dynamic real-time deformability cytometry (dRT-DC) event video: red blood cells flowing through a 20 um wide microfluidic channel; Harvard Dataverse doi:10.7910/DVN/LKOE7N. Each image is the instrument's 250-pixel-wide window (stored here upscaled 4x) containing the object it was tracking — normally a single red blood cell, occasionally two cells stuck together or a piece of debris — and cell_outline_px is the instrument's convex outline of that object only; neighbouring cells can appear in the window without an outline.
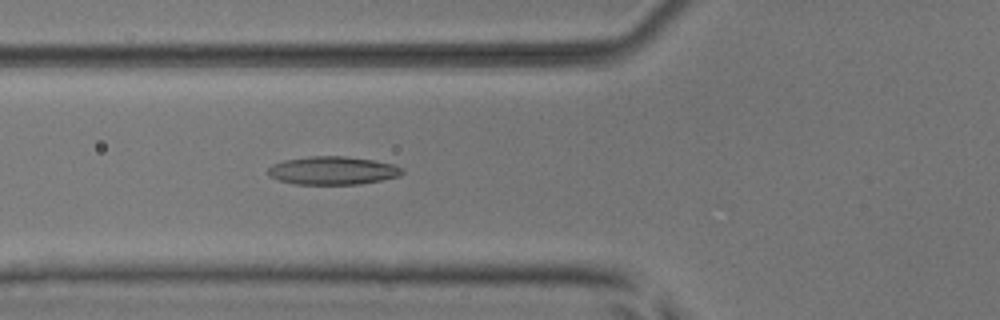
{"species": "common noctule bat (a hibernating species)", "species_latin": "Nyctalus noctula", "temperature_condition": "room temperature", "stored_images_in_passage": 53, "camera_frame_rate_fps": 3000, "um_per_image_px": 0.085, "animal": {"sex": "male", "body_mass_g": 17.9, "forearm_length_mm": 54.2}, "frame": {"image": 1, "passage_image": 20, "time_ms": 6.333, "image_size_px": [1000, 320], "cell_outline_px": [[404, 172], [400, 176], [360, 184], [296, 184], [280, 180], [272, 176], [268, 172], [268, 168], [272, 164], [284, 160], [308, 156], [348, 156], [372, 160], [392, 164], [404, 168]], "centroid_in_image_um": [28.31, 14.49], "position_along_channel_um": 97.5, "area_um2": 21.96}}
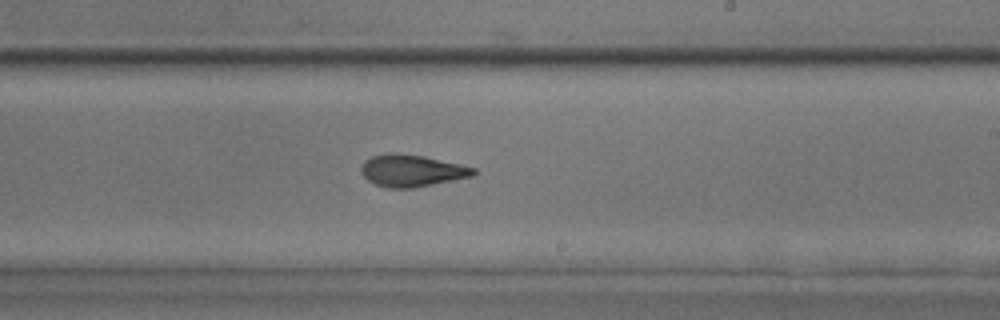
{"frame": {"image": 2, "passage_image": 32, "time_ms": 10.333, "image_size_px": [1000, 320], "cell_outline_px": [[476, 172], [472, 176], [412, 188], [388, 188], [376, 184], [368, 180], [360, 172], [360, 168], [364, 160], [372, 156], [388, 152], [396, 152], [424, 156], [460, 164], [476, 168]], "centroid_in_image_um": [34.96, 14.49], "position_along_channel_um": 254.0, "area_um2": 20.92}}
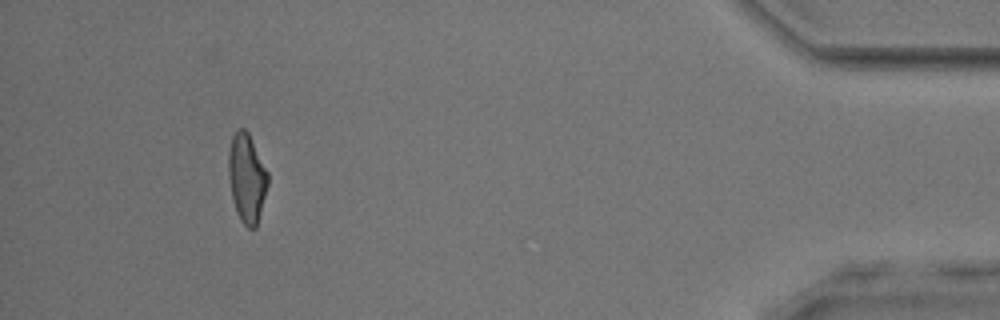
{"frame": {"image": 3, "passage_image": 49, "time_ms": 16.0, "image_size_px": [1000, 320], "cell_outline_px": [[268, 184], [256, 228], [248, 228], [240, 220], [236, 212], [232, 196], [228, 176], [228, 152], [232, 136], [236, 128], [244, 128], [248, 132], [268, 172]], "centroid_in_image_um": [20.96, 15.11], "position_along_channel_um": 414.2, "area_um2": 20.4}, "authors_computed_cell_mechanics": {"area_um2": 20.808, "velocity_mm_per_s": 3.9202, "shape_relaxation_time_tau1_ms": 8.712, "shape_relaxation_time_tau2_ms": 2.2077, "deformation_change_tau1": 0.2304, "deformation_change_tau2": 0.1005}}